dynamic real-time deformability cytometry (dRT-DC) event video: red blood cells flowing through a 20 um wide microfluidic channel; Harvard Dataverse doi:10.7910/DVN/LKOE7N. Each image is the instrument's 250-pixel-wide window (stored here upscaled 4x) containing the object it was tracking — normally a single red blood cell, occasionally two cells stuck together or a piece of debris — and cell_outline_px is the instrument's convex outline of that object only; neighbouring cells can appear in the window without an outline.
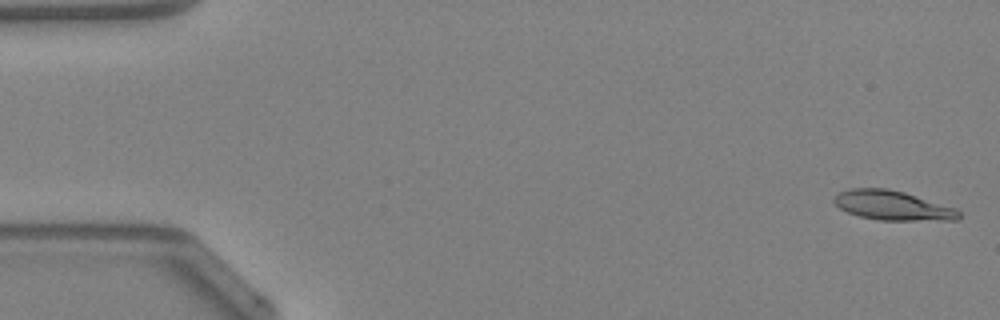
{"species": "Egyptian fruit bat (a non-hibernating species)", "species_latin": "Rousettus aegyptiacus", "temperature_condition": "warm", "stored_images_in_passage": 47, "camera_frame_rate_fps": 3000, "um_per_image_px": 0.085, "animal": {"sex": "female"}, "frame": {"image": 1, "passage_image": 1, "time_ms": 0.0, "image_size_px": [1000, 320], "cell_outline_px": [[960, 216], [956, 220], [880, 220], [860, 216], [848, 212], [840, 208], [832, 200], [840, 192], [848, 188], [888, 188], [904, 192], [956, 208], [960, 212]], "centroid_in_image_um": [75.87, 17.46], "position_along_channel_um": 9.1, "area_um2": 21.27}}
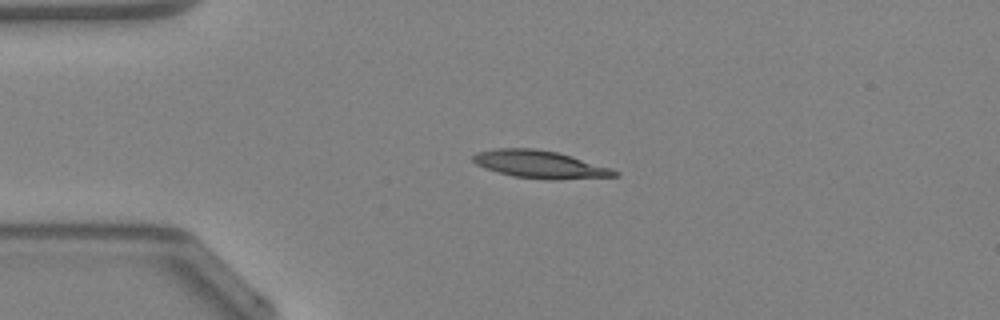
{"frame": {"image": 2, "passage_image": 11, "time_ms": 3.333, "image_size_px": [1000, 320], "cell_outline_px": [[620, 176], [556, 180], [548, 180], [512, 176], [484, 168], [476, 164], [472, 160], [472, 156], [476, 152], [496, 148], [536, 148], [556, 152], [572, 156], [612, 168], [620, 172]], "centroid_in_image_um": [45.91, 13.98], "position_along_channel_um": 39.1, "area_um2": 23.06}}
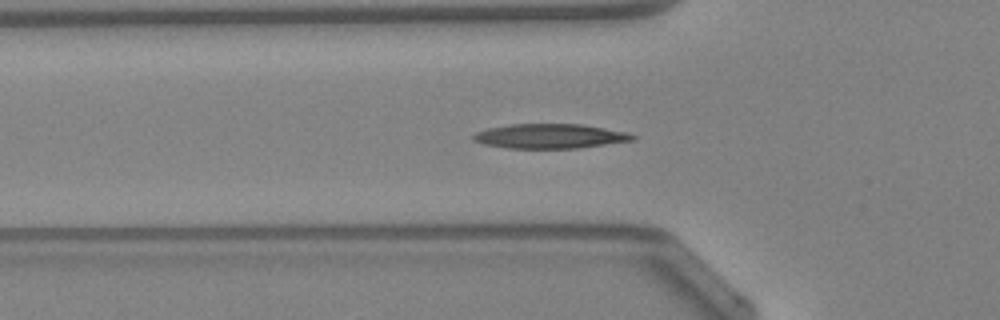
{"frame": {"image": 3, "passage_image": 16, "time_ms": 5.0, "image_size_px": [1000, 320], "cell_outline_px": [[636, 140], [580, 148], [508, 148], [484, 144], [472, 140], [472, 136], [476, 132], [488, 128], [508, 124], [580, 124], [628, 132], [636, 136]], "centroid_in_image_um": [46.76, 11.57], "position_along_channel_um": 79.0, "area_um2": 22.89}, "authors_computed_cell_mechanics": {"area_um2": 21.7328, "velocity_mm_per_s": 4.2746, "shape_relaxation_time_tau1_ms": null, "shape_relaxation_time_tau2_ms": 3.699, "deformation_change_tau1": null, "deformation_change_tau2": 0.1355}}